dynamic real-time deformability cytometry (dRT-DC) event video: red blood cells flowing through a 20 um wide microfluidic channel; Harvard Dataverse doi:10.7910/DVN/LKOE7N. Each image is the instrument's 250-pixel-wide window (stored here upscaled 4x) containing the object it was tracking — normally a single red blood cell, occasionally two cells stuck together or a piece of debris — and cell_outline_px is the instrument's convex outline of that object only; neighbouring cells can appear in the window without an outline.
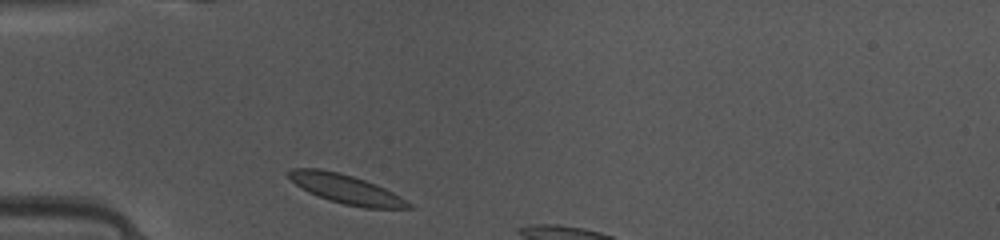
{"species": "common noctule bat (a hibernating species)", "species_latin": "Nyctalus noctula", "temperature_condition": "warm", "stored_images_in_passage": 5, "camera_frame_rate_fps": 3000, "um_per_image_px": 0.085, "animal": {"sex": "female", "body_mass_g": 10.0, "forearm_length_mm": 53.1}, "frame": {"image": 1, "passage_image": 1, "time_ms": 0.0, "image_size_px": [1000, 240], "cell_outline_px": [[412, 208], [364, 208], [344, 204], [328, 200], [316, 196], [308, 192], [296, 184], [284, 172], [288, 168], [320, 168], [340, 172], [376, 184], [400, 196], [412, 204]], "centroid_in_image_um": [29.36, 16.05], "position_along_channel_um": 55.6, "area_um2": 20.46}}